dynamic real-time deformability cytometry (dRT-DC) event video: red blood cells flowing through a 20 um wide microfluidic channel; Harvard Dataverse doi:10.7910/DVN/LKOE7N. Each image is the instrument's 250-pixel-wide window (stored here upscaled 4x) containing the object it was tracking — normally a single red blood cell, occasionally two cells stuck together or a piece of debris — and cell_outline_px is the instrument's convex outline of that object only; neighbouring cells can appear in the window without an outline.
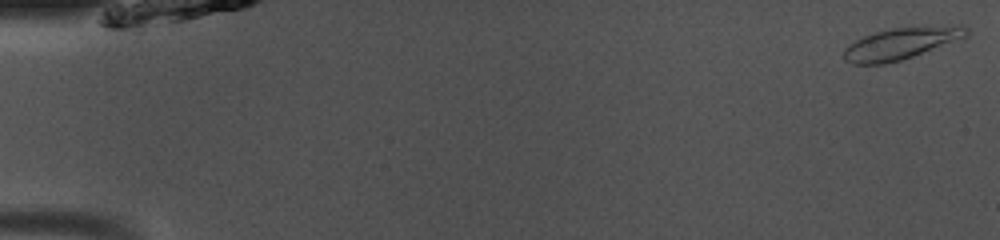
{"species": "common noctule bat (a hibernating species)", "species_latin": "Nyctalus noctula", "temperature_condition": "room temperature", "stored_images_in_passage": 49, "camera_frame_rate_fps": 3000, "um_per_image_px": 0.085, "animal": {"sex": "male", "body_mass_g": 13.0, "forearm_length_mm": 53.1}, "frame": {"image": 1, "passage_image": 1, "time_ms": 0.0, "image_size_px": [1000, 240], "cell_outline_px": [[968, 36], [912, 56], [900, 60], [884, 64], [852, 64], [844, 60], [844, 48], [856, 40], [864, 36], [876, 32], [892, 28], [960, 24], [964, 24], [968, 28]], "centroid_in_image_um": [76.61, 3.68], "position_along_channel_um": 8.4, "area_um2": 22.54}}
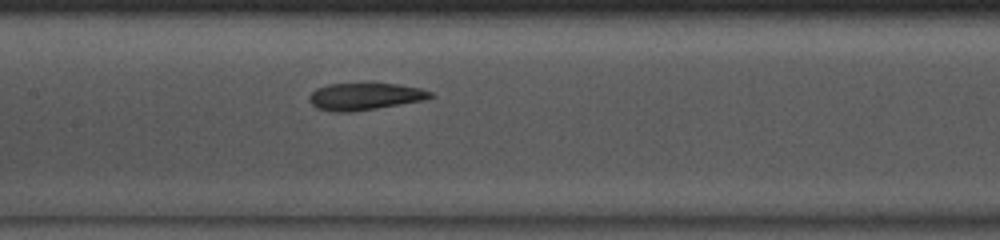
{"frame": {"image": 2, "passage_image": 24, "time_ms": 7.667, "image_size_px": [1000, 240], "cell_outline_px": [[436, 96], [424, 100], [352, 112], [336, 112], [316, 108], [308, 100], [308, 96], [316, 88], [328, 84], [400, 84], [420, 88], [432, 92]], "centroid_in_image_um": [31.01, 8.2], "position_along_channel_um": 176.4, "area_um2": 19.07}}
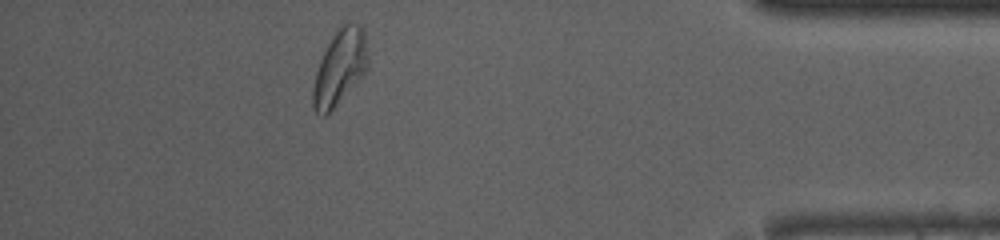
{"frame": {"image": 3, "passage_image": 44, "time_ms": 14.333, "image_size_px": [1000, 240], "cell_outline_px": [[368, 68], [364, 76], [324, 116], [316, 112], [312, 108], [312, 88], [316, 72], [320, 60], [328, 44], [336, 32], [344, 24], [356, 24], [364, 28], [368, 56]], "centroid_in_image_um": [28.9, 5.75], "position_along_channel_um": 406.3, "area_um2": 23.76}, "authors_computed_cell_mechanics": {"area_um2": 20.23, "velocity_mm_per_s": 4.0702, "shape_relaxation_time_tau1_ms": 7.0167, "shape_relaxation_time_tau2_ms": 2.5269, "deformation_change_tau1": 0.2159, "deformation_change_tau2": 0.0914}}